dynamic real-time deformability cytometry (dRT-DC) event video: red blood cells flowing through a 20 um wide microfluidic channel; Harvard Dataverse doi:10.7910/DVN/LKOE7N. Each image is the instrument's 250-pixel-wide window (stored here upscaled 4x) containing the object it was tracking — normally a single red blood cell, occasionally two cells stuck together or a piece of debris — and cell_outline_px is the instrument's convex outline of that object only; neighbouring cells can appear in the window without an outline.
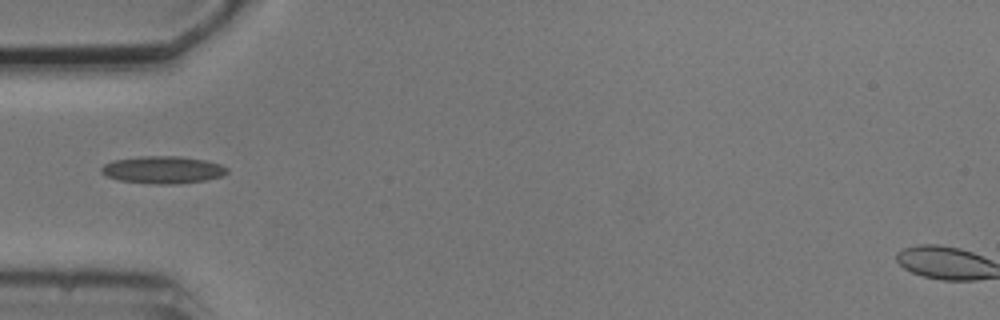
{"species": "common noctule bat (a hibernating species)", "species_latin": "Nyctalus noctula", "temperature_condition": "cold", "stored_images_in_passage": 1, "camera_frame_rate_fps": 3000, "um_per_image_px": 0.085, "animal": {"sex": "male", "body_mass_g": 20.5, "forearm_length_mm": 52.5}, "frame": {"image": 1, "passage_image": 1, "time_ms": 0.0, "image_size_px": [1000, 320], "cell_outline_px": [[228, 172], [224, 176], [204, 180], [176, 184], [156, 184], [120, 180], [108, 176], [100, 172], [100, 168], [104, 164], [112, 160], [140, 156], [180, 156], [204, 160], [220, 164], [228, 168]], "centroid_in_image_um": [13.85, 14.42], "position_along_channel_um": 71.2, "area_um2": 20.06}}